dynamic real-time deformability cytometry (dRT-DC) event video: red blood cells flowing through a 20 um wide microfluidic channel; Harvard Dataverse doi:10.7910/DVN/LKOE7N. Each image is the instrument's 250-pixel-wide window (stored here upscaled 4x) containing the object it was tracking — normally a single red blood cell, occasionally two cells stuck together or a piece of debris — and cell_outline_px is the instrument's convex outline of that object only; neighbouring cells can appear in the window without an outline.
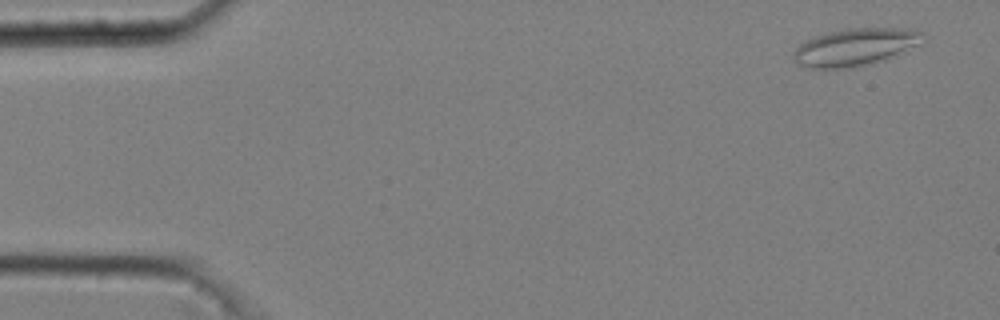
{"species": "common noctule bat (a hibernating species)", "species_latin": "Nyctalus noctula", "temperature_condition": "cold", "stored_images_in_passage": 47, "camera_frame_rate_fps": 3000, "um_per_image_px": 0.085, "animal": {"sex": "male", "body_mass_g": 20.4}, "frame": {"image": 1, "passage_image": 3, "time_ms": 0.667, "image_size_px": [1000, 320], "cell_outline_px": [[928, 40], [888, 60], [852, 68], [808, 68], [800, 64], [792, 56], [796, 48], [804, 40], [816, 36], [848, 28], [916, 28], [924, 32], [928, 36]], "centroid_in_image_um": [72.83, 3.99], "position_along_channel_um": 12.2, "area_um2": 28.78}}
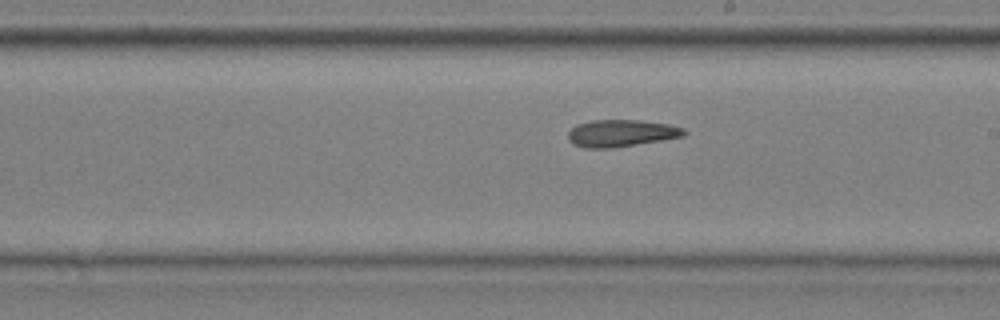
{"frame": {"image": 2, "passage_image": 31, "time_ms": 10.0, "image_size_px": [1000, 320], "cell_outline_px": [[688, 132], [684, 136], [616, 148], [584, 148], [572, 144], [568, 140], [568, 132], [576, 124], [592, 120], [636, 120], [668, 124], [684, 128]], "centroid_in_image_um": [52.78, 11.33], "position_along_channel_um": 236.2, "area_um2": 18.44}}
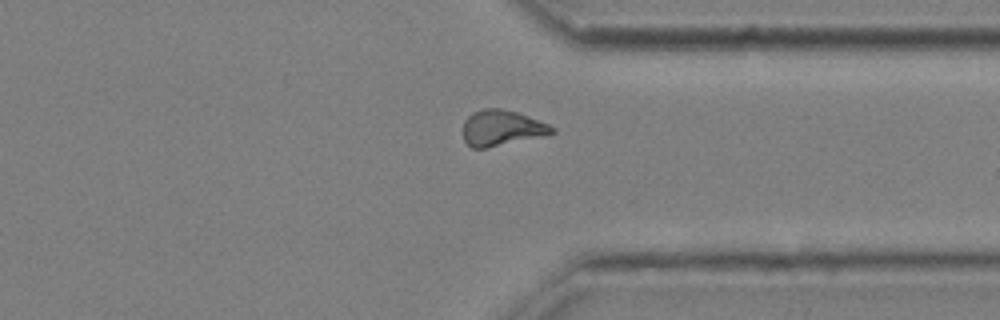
{"frame": {"image": 3, "passage_image": 42, "time_ms": 13.667, "image_size_px": [1000, 320], "cell_outline_px": [[556, 132], [544, 136], [484, 148], [472, 148], [464, 140], [464, 120], [472, 112], [484, 108], [500, 108], [516, 112], [548, 124], [556, 128]], "centroid_in_image_um": [42.65, 10.87], "position_along_channel_um": 368.8, "area_um2": 18.32}, "authors_computed_cell_mechanics": {"area_um2": 18.6116, "velocity_mm_per_s": 3.628, "shape_relaxation_time_tau1_ms": null, "shape_relaxation_time_tau2_ms": 5.0151, "deformation_change_tau1": null, "deformation_change_tau2": 0.1322}}